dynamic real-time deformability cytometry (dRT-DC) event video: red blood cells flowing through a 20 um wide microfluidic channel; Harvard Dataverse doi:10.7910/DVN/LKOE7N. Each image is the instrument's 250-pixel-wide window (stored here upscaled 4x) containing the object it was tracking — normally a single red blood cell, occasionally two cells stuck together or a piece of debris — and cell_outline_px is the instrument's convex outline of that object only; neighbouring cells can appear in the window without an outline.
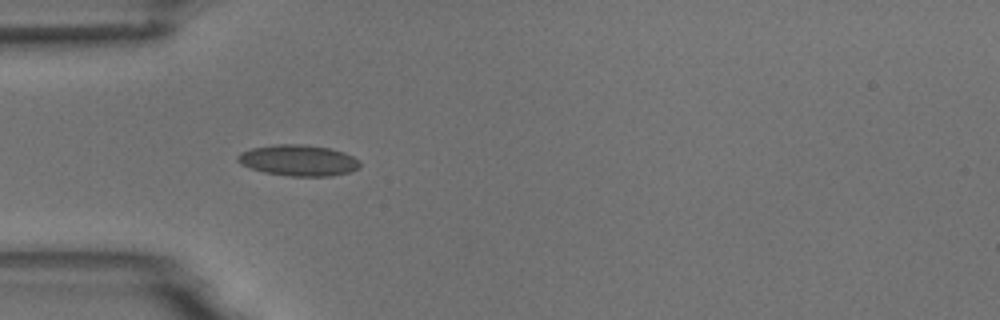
{"species": "common noctule bat (a hibernating species)", "species_latin": "Nyctalus noctula", "temperature_condition": "room temperature", "stored_images_in_passage": 1, "camera_frame_rate_fps": 3000, "um_per_image_px": 0.085, "animal": {"sex": "male", "body_mass_g": 18.8}, "frame": {"image": 1, "passage_image": 1, "time_ms": 0.0, "image_size_px": [1000, 320], "cell_outline_px": [[360, 168], [348, 172], [332, 176], [288, 176], [264, 172], [240, 164], [236, 160], [236, 156], [240, 152], [252, 148], [276, 144], [304, 144], [328, 148], [344, 152], [360, 160]], "centroid_in_image_um": [25.36, 13.63], "position_along_channel_um": 59.6, "area_um2": 22.2}}